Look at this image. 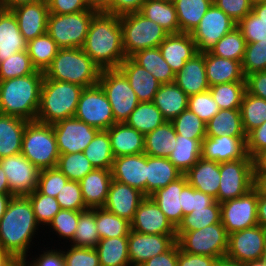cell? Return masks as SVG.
I'll use <instances>...</instances> for the list:
<instances>
[{
  "label": "cell",
  "mask_w": 266,
  "mask_h": 266,
  "mask_svg": "<svg viewBox=\"0 0 266 266\" xmlns=\"http://www.w3.org/2000/svg\"><path fill=\"white\" fill-rule=\"evenodd\" d=\"M38 226L29 198L13 196L0 219V247L14 259L26 260Z\"/></svg>",
  "instance_id": "6da1fadb"
},
{
  "label": "cell",
  "mask_w": 266,
  "mask_h": 266,
  "mask_svg": "<svg viewBox=\"0 0 266 266\" xmlns=\"http://www.w3.org/2000/svg\"><path fill=\"white\" fill-rule=\"evenodd\" d=\"M82 49L101 69L118 68L126 58L120 16L96 13Z\"/></svg>",
  "instance_id": "7a4b0ae2"
},
{
  "label": "cell",
  "mask_w": 266,
  "mask_h": 266,
  "mask_svg": "<svg viewBox=\"0 0 266 266\" xmlns=\"http://www.w3.org/2000/svg\"><path fill=\"white\" fill-rule=\"evenodd\" d=\"M44 72L0 81V113L36 121Z\"/></svg>",
  "instance_id": "3957f363"
},
{
  "label": "cell",
  "mask_w": 266,
  "mask_h": 266,
  "mask_svg": "<svg viewBox=\"0 0 266 266\" xmlns=\"http://www.w3.org/2000/svg\"><path fill=\"white\" fill-rule=\"evenodd\" d=\"M101 70L82 48H59L44 77L87 88L98 84Z\"/></svg>",
  "instance_id": "277c9868"
},
{
  "label": "cell",
  "mask_w": 266,
  "mask_h": 266,
  "mask_svg": "<svg viewBox=\"0 0 266 266\" xmlns=\"http://www.w3.org/2000/svg\"><path fill=\"white\" fill-rule=\"evenodd\" d=\"M84 87L44 77L36 121L54 124L74 117Z\"/></svg>",
  "instance_id": "5b68a950"
},
{
  "label": "cell",
  "mask_w": 266,
  "mask_h": 266,
  "mask_svg": "<svg viewBox=\"0 0 266 266\" xmlns=\"http://www.w3.org/2000/svg\"><path fill=\"white\" fill-rule=\"evenodd\" d=\"M21 154L40 171L56 167L60 153L52 125L29 121L23 134Z\"/></svg>",
  "instance_id": "8992f818"
},
{
  "label": "cell",
  "mask_w": 266,
  "mask_h": 266,
  "mask_svg": "<svg viewBox=\"0 0 266 266\" xmlns=\"http://www.w3.org/2000/svg\"><path fill=\"white\" fill-rule=\"evenodd\" d=\"M123 47L126 57L147 48L159 47L169 33L140 12L120 16Z\"/></svg>",
  "instance_id": "52a82bcc"
},
{
  "label": "cell",
  "mask_w": 266,
  "mask_h": 266,
  "mask_svg": "<svg viewBox=\"0 0 266 266\" xmlns=\"http://www.w3.org/2000/svg\"><path fill=\"white\" fill-rule=\"evenodd\" d=\"M96 13L91 9L74 14L49 13L47 33L59 48H82Z\"/></svg>",
  "instance_id": "ba28073f"
},
{
  "label": "cell",
  "mask_w": 266,
  "mask_h": 266,
  "mask_svg": "<svg viewBox=\"0 0 266 266\" xmlns=\"http://www.w3.org/2000/svg\"><path fill=\"white\" fill-rule=\"evenodd\" d=\"M255 160L243 158L220 163L218 202L222 203L247 194L255 187Z\"/></svg>",
  "instance_id": "9c48e42d"
},
{
  "label": "cell",
  "mask_w": 266,
  "mask_h": 266,
  "mask_svg": "<svg viewBox=\"0 0 266 266\" xmlns=\"http://www.w3.org/2000/svg\"><path fill=\"white\" fill-rule=\"evenodd\" d=\"M176 235L177 243L184 252L214 258L226 256L228 234L221 222L195 231L176 232Z\"/></svg>",
  "instance_id": "30bf717a"
},
{
  "label": "cell",
  "mask_w": 266,
  "mask_h": 266,
  "mask_svg": "<svg viewBox=\"0 0 266 266\" xmlns=\"http://www.w3.org/2000/svg\"><path fill=\"white\" fill-rule=\"evenodd\" d=\"M98 84L111 104L115 122L124 123L139 104L127 78L118 68L102 69Z\"/></svg>",
  "instance_id": "8fae6325"
},
{
  "label": "cell",
  "mask_w": 266,
  "mask_h": 266,
  "mask_svg": "<svg viewBox=\"0 0 266 266\" xmlns=\"http://www.w3.org/2000/svg\"><path fill=\"white\" fill-rule=\"evenodd\" d=\"M74 117L99 130H108L116 123L111 104L99 84L82 90Z\"/></svg>",
  "instance_id": "7c38bea8"
},
{
  "label": "cell",
  "mask_w": 266,
  "mask_h": 266,
  "mask_svg": "<svg viewBox=\"0 0 266 266\" xmlns=\"http://www.w3.org/2000/svg\"><path fill=\"white\" fill-rule=\"evenodd\" d=\"M257 201L258 187L255 185L247 194L220 203L221 223L228 235L258 225Z\"/></svg>",
  "instance_id": "4fadbf2b"
},
{
  "label": "cell",
  "mask_w": 266,
  "mask_h": 266,
  "mask_svg": "<svg viewBox=\"0 0 266 266\" xmlns=\"http://www.w3.org/2000/svg\"><path fill=\"white\" fill-rule=\"evenodd\" d=\"M235 27L237 23L213 3L200 20L199 25L191 32L197 51L209 52L224 35Z\"/></svg>",
  "instance_id": "5bb4252c"
},
{
  "label": "cell",
  "mask_w": 266,
  "mask_h": 266,
  "mask_svg": "<svg viewBox=\"0 0 266 266\" xmlns=\"http://www.w3.org/2000/svg\"><path fill=\"white\" fill-rule=\"evenodd\" d=\"M0 165L13 196H27L37 189L40 170L23 154L1 158Z\"/></svg>",
  "instance_id": "9a60e30c"
},
{
  "label": "cell",
  "mask_w": 266,
  "mask_h": 266,
  "mask_svg": "<svg viewBox=\"0 0 266 266\" xmlns=\"http://www.w3.org/2000/svg\"><path fill=\"white\" fill-rule=\"evenodd\" d=\"M52 127L60 155L84 152L99 131L76 117L58 121Z\"/></svg>",
  "instance_id": "2e32d148"
},
{
  "label": "cell",
  "mask_w": 266,
  "mask_h": 266,
  "mask_svg": "<svg viewBox=\"0 0 266 266\" xmlns=\"http://www.w3.org/2000/svg\"><path fill=\"white\" fill-rule=\"evenodd\" d=\"M264 245V227L255 225L250 228L235 231L228 235L226 257L246 263L262 259Z\"/></svg>",
  "instance_id": "e0dca14e"
},
{
  "label": "cell",
  "mask_w": 266,
  "mask_h": 266,
  "mask_svg": "<svg viewBox=\"0 0 266 266\" xmlns=\"http://www.w3.org/2000/svg\"><path fill=\"white\" fill-rule=\"evenodd\" d=\"M177 241V235L142 234L129 231L128 252L131 266H140L145 261L166 252Z\"/></svg>",
  "instance_id": "ac0fdd59"
},
{
  "label": "cell",
  "mask_w": 266,
  "mask_h": 266,
  "mask_svg": "<svg viewBox=\"0 0 266 266\" xmlns=\"http://www.w3.org/2000/svg\"><path fill=\"white\" fill-rule=\"evenodd\" d=\"M131 230L142 234L176 235V229L150 196L139 204Z\"/></svg>",
  "instance_id": "d6986e66"
},
{
  "label": "cell",
  "mask_w": 266,
  "mask_h": 266,
  "mask_svg": "<svg viewBox=\"0 0 266 266\" xmlns=\"http://www.w3.org/2000/svg\"><path fill=\"white\" fill-rule=\"evenodd\" d=\"M11 11L15 15L19 30L27 43L47 32L49 9L46 0L21 4Z\"/></svg>",
  "instance_id": "ffe728a7"
},
{
  "label": "cell",
  "mask_w": 266,
  "mask_h": 266,
  "mask_svg": "<svg viewBox=\"0 0 266 266\" xmlns=\"http://www.w3.org/2000/svg\"><path fill=\"white\" fill-rule=\"evenodd\" d=\"M112 179L129 185L146 196L147 155L145 153L115 157Z\"/></svg>",
  "instance_id": "44dd1931"
},
{
  "label": "cell",
  "mask_w": 266,
  "mask_h": 266,
  "mask_svg": "<svg viewBox=\"0 0 266 266\" xmlns=\"http://www.w3.org/2000/svg\"><path fill=\"white\" fill-rule=\"evenodd\" d=\"M145 197L139 190L112 180L104 208L131 223Z\"/></svg>",
  "instance_id": "7402d4cb"
},
{
  "label": "cell",
  "mask_w": 266,
  "mask_h": 266,
  "mask_svg": "<svg viewBox=\"0 0 266 266\" xmlns=\"http://www.w3.org/2000/svg\"><path fill=\"white\" fill-rule=\"evenodd\" d=\"M246 137L222 135L202 141L201 157L216 162L238 160L246 155Z\"/></svg>",
  "instance_id": "603a6c76"
},
{
  "label": "cell",
  "mask_w": 266,
  "mask_h": 266,
  "mask_svg": "<svg viewBox=\"0 0 266 266\" xmlns=\"http://www.w3.org/2000/svg\"><path fill=\"white\" fill-rule=\"evenodd\" d=\"M163 58L176 74L196 53L191 33L169 34L159 45Z\"/></svg>",
  "instance_id": "cb8c5ba5"
},
{
  "label": "cell",
  "mask_w": 266,
  "mask_h": 266,
  "mask_svg": "<svg viewBox=\"0 0 266 266\" xmlns=\"http://www.w3.org/2000/svg\"><path fill=\"white\" fill-rule=\"evenodd\" d=\"M118 69L127 78L139 102L153 101L154 95L160 88L161 83L152 73L140 67L130 57H126Z\"/></svg>",
  "instance_id": "d4e9b609"
},
{
  "label": "cell",
  "mask_w": 266,
  "mask_h": 266,
  "mask_svg": "<svg viewBox=\"0 0 266 266\" xmlns=\"http://www.w3.org/2000/svg\"><path fill=\"white\" fill-rule=\"evenodd\" d=\"M174 83L188 96L209 90L205 67V53H196L175 74Z\"/></svg>",
  "instance_id": "484cf974"
},
{
  "label": "cell",
  "mask_w": 266,
  "mask_h": 266,
  "mask_svg": "<svg viewBox=\"0 0 266 266\" xmlns=\"http://www.w3.org/2000/svg\"><path fill=\"white\" fill-rule=\"evenodd\" d=\"M187 183L186 176L182 175L176 181L169 183L164 188L157 189L150 195L175 229L183 220L180 193Z\"/></svg>",
  "instance_id": "4316f807"
},
{
  "label": "cell",
  "mask_w": 266,
  "mask_h": 266,
  "mask_svg": "<svg viewBox=\"0 0 266 266\" xmlns=\"http://www.w3.org/2000/svg\"><path fill=\"white\" fill-rule=\"evenodd\" d=\"M188 183L218 202L220 163L202 157L184 174Z\"/></svg>",
  "instance_id": "83f0119b"
},
{
  "label": "cell",
  "mask_w": 266,
  "mask_h": 266,
  "mask_svg": "<svg viewBox=\"0 0 266 266\" xmlns=\"http://www.w3.org/2000/svg\"><path fill=\"white\" fill-rule=\"evenodd\" d=\"M112 180L111 170L95 168L79 181L88 209L104 207Z\"/></svg>",
  "instance_id": "f1b7e54d"
},
{
  "label": "cell",
  "mask_w": 266,
  "mask_h": 266,
  "mask_svg": "<svg viewBox=\"0 0 266 266\" xmlns=\"http://www.w3.org/2000/svg\"><path fill=\"white\" fill-rule=\"evenodd\" d=\"M27 50L17 19L11 10L0 7V63L12 54Z\"/></svg>",
  "instance_id": "f546056e"
},
{
  "label": "cell",
  "mask_w": 266,
  "mask_h": 266,
  "mask_svg": "<svg viewBox=\"0 0 266 266\" xmlns=\"http://www.w3.org/2000/svg\"><path fill=\"white\" fill-rule=\"evenodd\" d=\"M114 157L144 153V135L124 123H115L108 130Z\"/></svg>",
  "instance_id": "4dcf8cb0"
},
{
  "label": "cell",
  "mask_w": 266,
  "mask_h": 266,
  "mask_svg": "<svg viewBox=\"0 0 266 266\" xmlns=\"http://www.w3.org/2000/svg\"><path fill=\"white\" fill-rule=\"evenodd\" d=\"M205 67L209 86L236 81H245L242 62L222 58L205 52Z\"/></svg>",
  "instance_id": "1f68e13d"
},
{
  "label": "cell",
  "mask_w": 266,
  "mask_h": 266,
  "mask_svg": "<svg viewBox=\"0 0 266 266\" xmlns=\"http://www.w3.org/2000/svg\"><path fill=\"white\" fill-rule=\"evenodd\" d=\"M28 122L20 117L0 113V159L21 153Z\"/></svg>",
  "instance_id": "d6a6232c"
},
{
  "label": "cell",
  "mask_w": 266,
  "mask_h": 266,
  "mask_svg": "<svg viewBox=\"0 0 266 266\" xmlns=\"http://www.w3.org/2000/svg\"><path fill=\"white\" fill-rule=\"evenodd\" d=\"M152 102L166 121H172L188 108V95L174 82L161 84Z\"/></svg>",
  "instance_id": "836d02e7"
},
{
  "label": "cell",
  "mask_w": 266,
  "mask_h": 266,
  "mask_svg": "<svg viewBox=\"0 0 266 266\" xmlns=\"http://www.w3.org/2000/svg\"><path fill=\"white\" fill-rule=\"evenodd\" d=\"M182 175L168 158L147 155L146 196L166 187Z\"/></svg>",
  "instance_id": "e575fe53"
},
{
  "label": "cell",
  "mask_w": 266,
  "mask_h": 266,
  "mask_svg": "<svg viewBox=\"0 0 266 266\" xmlns=\"http://www.w3.org/2000/svg\"><path fill=\"white\" fill-rule=\"evenodd\" d=\"M177 134L171 121H166L144 136V153L168 158L176 146Z\"/></svg>",
  "instance_id": "d590c367"
},
{
  "label": "cell",
  "mask_w": 266,
  "mask_h": 266,
  "mask_svg": "<svg viewBox=\"0 0 266 266\" xmlns=\"http://www.w3.org/2000/svg\"><path fill=\"white\" fill-rule=\"evenodd\" d=\"M229 135L246 137L242 124L240 109H220L219 112L206 123V136L218 137Z\"/></svg>",
  "instance_id": "8d00e7d4"
},
{
  "label": "cell",
  "mask_w": 266,
  "mask_h": 266,
  "mask_svg": "<svg viewBox=\"0 0 266 266\" xmlns=\"http://www.w3.org/2000/svg\"><path fill=\"white\" fill-rule=\"evenodd\" d=\"M130 58L140 67L152 73L161 84L175 81V73L163 58L159 47L138 51Z\"/></svg>",
  "instance_id": "74e56055"
},
{
  "label": "cell",
  "mask_w": 266,
  "mask_h": 266,
  "mask_svg": "<svg viewBox=\"0 0 266 266\" xmlns=\"http://www.w3.org/2000/svg\"><path fill=\"white\" fill-rule=\"evenodd\" d=\"M140 13L160 25L169 34L179 33V23L174 3L164 0H146Z\"/></svg>",
  "instance_id": "f35d334b"
},
{
  "label": "cell",
  "mask_w": 266,
  "mask_h": 266,
  "mask_svg": "<svg viewBox=\"0 0 266 266\" xmlns=\"http://www.w3.org/2000/svg\"><path fill=\"white\" fill-rule=\"evenodd\" d=\"M213 0H177L174 3L179 33H191L200 23Z\"/></svg>",
  "instance_id": "ab89813d"
},
{
  "label": "cell",
  "mask_w": 266,
  "mask_h": 266,
  "mask_svg": "<svg viewBox=\"0 0 266 266\" xmlns=\"http://www.w3.org/2000/svg\"><path fill=\"white\" fill-rule=\"evenodd\" d=\"M100 266H131L128 252V236L100 239L95 247Z\"/></svg>",
  "instance_id": "60d3db41"
},
{
  "label": "cell",
  "mask_w": 266,
  "mask_h": 266,
  "mask_svg": "<svg viewBox=\"0 0 266 266\" xmlns=\"http://www.w3.org/2000/svg\"><path fill=\"white\" fill-rule=\"evenodd\" d=\"M166 120L160 110L153 102H139L136 108L131 112L125 123L141 132L144 136L157 127L162 125Z\"/></svg>",
  "instance_id": "b9f144b4"
},
{
  "label": "cell",
  "mask_w": 266,
  "mask_h": 266,
  "mask_svg": "<svg viewBox=\"0 0 266 266\" xmlns=\"http://www.w3.org/2000/svg\"><path fill=\"white\" fill-rule=\"evenodd\" d=\"M201 148L198 139L177 135L175 149L168 159L184 175L201 158Z\"/></svg>",
  "instance_id": "7bdbcfd3"
},
{
  "label": "cell",
  "mask_w": 266,
  "mask_h": 266,
  "mask_svg": "<svg viewBox=\"0 0 266 266\" xmlns=\"http://www.w3.org/2000/svg\"><path fill=\"white\" fill-rule=\"evenodd\" d=\"M84 154L94 168L111 170L114 155L107 130H99L94 139L85 148Z\"/></svg>",
  "instance_id": "ee69618b"
},
{
  "label": "cell",
  "mask_w": 266,
  "mask_h": 266,
  "mask_svg": "<svg viewBox=\"0 0 266 266\" xmlns=\"http://www.w3.org/2000/svg\"><path fill=\"white\" fill-rule=\"evenodd\" d=\"M59 47L46 32L27 43V51L32 65L38 71L45 72L57 55Z\"/></svg>",
  "instance_id": "f6af8a7d"
},
{
  "label": "cell",
  "mask_w": 266,
  "mask_h": 266,
  "mask_svg": "<svg viewBox=\"0 0 266 266\" xmlns=\"http://www.w3.org/2000/svg\"><path fill=\"white\" fill-rule=\"evenodd\" d=\"M100 241L96 227V208L87 209L79 214V221L70 246L95 248Z\"/></svg>",
  "instance_id": "bcb514c9"
},
{
  "label": "cell",
  "mask_w": 266,
  "mask_h": 266,
  "mask_svg": "<svg viewBox=\"0 0 266 266\" xmlns=\"http://www.w3.org/2000/svg\"><path fill=\"white\" fill-rule=\"evenodd\" d=\"M96 227L100 239L128 236L131 223L104 207L96 208Z\"/></svg>",
  "instance_id": "7dc6e473"
},
{
  "label": "cell",
  "mask_w": 266,
  "mask_h": 266,
  "mask_svg": "<svg viewBox=\"0 0 266 266\" xmlns=\"http://www.w3.org/2000/svg\"><path fill=\"white\" fill-rule=\"evenodd\" d=\"M219 109H240L246 92L245 81L216 84L209 88Z\"/></svg>",
  "instance_id": "c3c4849f"
},
{
  "label": "cell",
  "mask_w": 266,
  "mask_h": 266,
  "mask_svg": "<svg viewBox=\"0 0 266 266\" xmlns=\"http://www.w3.org/2000/svg\"><path fill=\"white\" fill-rule=\"evenodd\" d=\"M221 222V207L216 200L205 208L192 211L183 217L176 232L195 231L203 227Z\"/></svg>",
  "instance_id": "681fc988"
},
{
  "label": "cell",
  "mask_w": 266,
  "mask_h": 266,
  "mask_svg": "<svg viewBox=\"0 0 266 266\" xmlns=\"http://www.w3.org/2000/svg\"><path fill=\"white\" fill-rule=\"evenodd\" d=\"M246 135L266 121V100L245 92L240 106Z\"/></svg>",
  "instance_id": "f907efd6"
},
{
  "label": "cell",
  "mask_w": 266,
  "mask_h": 266,
  "mask_svg": "<svg viewBox=\"0 0 266 266\" xmlns=\"http://www.w3.org/2000/svg\"><path fill=\"white\" fill-rule=\"evenodd\" d=\"M246 41L241 30L235 27L224 35L209 51L211 54L235 61H243Z\"/></svg>",
  "instance_id": "816d5d0a"
},
{
  "label": "cell",
  "mask_w": 266,
  "mask_h": 266,
  "mask_svg": "<svg viewBox=\"0 0 266 266\" xmlns=\"http://www.w3.org/2000/svg\"><path fill=\"white\" fill-rule=\"evenodd\" d=\"M56 167L72 181H80L95 168L84 152L61 154Z\"/></svg>",
  "instance_id": "f5cc1de1"
},
{
  "label": "cell",
  "mask_w": 266,
  "mask_h": 266,
  "mask_svg": "<svg viewBox=\"0 0 266 266\" xmlns=\"http://www.w3.org/2000/svg\"><path fill=\"white\" fill-rule=\"evenodd\" d=\"M171 122L177 135L189 139H198L201 143L206 138V123L189 108L185 109Z\"/></svg>",
  "instance_id": "db71d44e"
},
{
  "label": "cell",
  "mask_w": 266,
  "mask_h": 266,
  "mask_svg": "<svg viewBox=\"0 0 266 266\" xmlns=\"http://www.w3.org/2000/svg\"><path fill=\"white\" fill-rule=\"evenodd\" d=\"M36 71L32 65L27 50L12 54L0 63V81L33 74Z\"/></svg>",
  "instance_id": "11a10c76"
},
{
  "label": "cell",
  "mask_w": 266,
  "mask_h": 266,
  "mask_svg": "<svg viewBox=\"0 0 266 266\" xmlns=\"http://www.w3.org/2000/svg\"><path fill=\"white\" fill-rule=\"evenodd\" d=\"M27 197L40 227L41 225L42 227L48 226L53 217L61 210L55 197L42 194L37 189L32 194L27 195Z\"/></svg>",
  "instance_id": "9f6ffc18"
},
{
  "label": "cell",
  "mask_w": 266,
  "mask_h": 266,
  "mask_svg": "<svg viewBox=\"0 0 266 266\" xmlns=\"http://www.w3.org/2000/svg\"><path fill=\"white\" fill-rule=\"evenodd\" d=\"M242 71L244 76L253 72L266 71V41L246 43Z\"/></svg>",
  "instance_id": "6f0895ef"
},
{
  "label": "cell",
  "mask_w": 266,
  "mask_h": 266,
  "mask_svg": "<svg viewBox=\"0 0 266 266\" xmlns=\"http://www.w3.org/2000/svg\"><path fill=\"white\" fill-rule=\"evenodd\" d=\"M82 211H73V210H66L61 209L51 220L48 225L54 229L52 232H56V234L62 238L63 240L66 239L70 242L72 241L76 228L79 221V214Z\"/></svg>",
  "instance_id": "680465c9"
},
{
  "label": "cell",
  "mask_w": 266,
  "mask_h": 266,
  "mask_svg": "<svg viewBox=\"0 0 266 266\" xmlns=\"http://www.w3.org/2000/svg\"><path fill=\"white\" fill-rule=\"evenodd\" d=\"M188 108L205 123L220 110L209 90L188 96Z\"/></svg>",
  "instance_id": "91938a15"
},
{
  "label": "cell",
  "mask_w": 266,
  "mask_h": 266,
  "mask_svg": "<svg viewBox=\"0 0 266 266\" xmlns=\"http://www.w3.org/2000/svg\"><path fill=\"white\" fill-rule=\"evenodd\" d=\"M55 198L61 209L73 211H85L88 209L84 203L81 186L78 181L68 180Z\"/></svg>",
  "instance_id": "94428289"
},
{
  "label": "cell",
  "mask_w": 266,
  "mask_h": 266,
  "mask_svg": "<svg viewBox=\"0 0 266 266\" xmlns=\"http://www.w3.org/2000/svg\"><path fill=\"white\" fill-rule=\"evenodd\" d=\"M69 179L57 168L40 171L37 190L45 195L56 197Z\"/></svg>",
  "instance_id": "6125c7cd"
},
{
  "label": "cell",
  "mask_w": 266,
  "mask_h": 266,
  "mask_svg": "<svg viewBox=\"0 0 266 266\" xmlns=\"http://www.w3.org/2000/svg\"><path fill=\"white\" fill-rule=\"evenodd\" d=\"M237 27L241 30L246 43L266 41V22L260 20L253 11L237 23Z\"/></svg>",
  "instance_id": "be15d7a7"
},
{
  "label": "cell",
  "mask_w": 266,
  "mask_h": 266,
  "mask_svg": "<svg viewBox=\"0 0 266 266\" xmlns=\"http://www.w3.org/2000/svg\"><path fill=\"white\" fill-rule=\"evenodd\" d=\"M180 195L183 217L196 209L205 208L215 201V198L196 190L189 183L183 187Z\"/></svg>",
  "instance_id": "e7e4bbea"
},
{
  "label": "cell",
  "mask_w": 266,
  "mask_h": 266,
  "mask_svg": "<svg viewBox=\"0 0 266 266\" xmlns=\"http://www.w3.org/2000/svg\"><path fill=\"white\" fill-rule=\"evenodd\" d=\"M64 266H100L96 248L72 246L63 251Z\"/></svg>",
  "instance_id": "03108f58"
},
{
  "label": "cell",
  "mask_w": 266,
  "mask_h": 266,
  "mask_svg": "<svg viewBox=\"0 0 266 266\" xmlns=\"http://www.w3.org/2000/svg\"><path fill=\"white\" fill-rule=\"evenodd\" d=\"M213 3L235 23L252 11L250 0H213Z\"/></svg>",
  "instance_id": "003e7915"
},
{
  "label": "cell",
  "mask_w": 266,
  "mask_h": 266,
  "mask_svg": "<svg viewBox=\"0 0 266 266\" xmlns=\"http://www.w3.org/2000/svg\"><path fill=\"white\" fill-rule=\"evenodd\" d=\"M266 149V121L246 136V153L254 160Z\"/></svg>",
  "instance_id": "a7ac6f4b"
},
{
  "label": "cell",
  "mask_w": 266,
  "mask_h": 266,
  "mask_svg": "<svg viewBox=\"0 0 266 266\" xmlns=\"http://www.w3.org/2000/svg\"><path fill=\"white\" fill-rule=\"evenodd\" d=\"M51 14H74L88 10L86 0H46Z\"/></svg>",
  "instance_id": "89a4df30"
},
{
  "label": "cell",
  "mask_w": 266,
  "mask_h": 266,
  "mask_svg": "<svg viewBox=\"0 0 266 266\" xmlns=\"http://www.w3.org/2000/svg\"><path fill=\"white\" fill-rule=\"evenodd\" d=\"M246 92L266 100V71L245 76Z\"/></svg>",
  "instance_id": "2644e50d"
},
{
  "label": "cell",
  "mask_w": 266,
  "mask_h": 266,
  "mask_svg": "<svg viewBox=\"0 0 266 266\" xmlns=\"http://www.w3.org/2000/svg\"><path fill=\"white\" fill-rule=\"evenodd\" d=\"M59 250V251H58ZM43 252L39 257L32 258L33 261L24 260L29 266H64V256L61 249H49Z\"/></svg>",
  "instance_id": "8c879c8a"
},
{
  "label": "cell",
  "mask_w": 266,
  "mask_h": 266,
  "mask_svg": "<svg viewBox=\"0 0 266 266\" xmlns=\"http://www.w3.org/2000/svg\"><path fill=\"white\" fill-rule=\"evenodd\" d=\"M178 243L177 241L164 253L152 257L140 266H177Z\"/></svg>",
  "instance_id": "753ad0ef"
},
{
  "label": "cell",
  "mask_w": 266,
  "mask_h": 266,
  "mask_svg": "<svg viewBox=\"0 0 266 266\" xmlns=\"http://www.w3.org/2000/svg\"><path fill=\"white\" fill-rule=\"evenodd\" d=\"M218 258L184 252L178 245L177 266H213Z\"/></svg>",
  "instance_id": "34e18365"
},
{
  "label": "cell",
  "mask_w": 266,
  "mask_h": 266,
  "mask_svg": "<svg viewBox=\"0 0 266 266\" xmlns=\"http://www.w3.org/2000/svg\"><path fill=\"white\" fill-rule=\"evenodd\" d=\"M146 0H113L112 14L122 16L129 13L140 12Z\"/></svg>",
  "instance_id": "11e5206c"
},
{
  "label": "cell",
  "mask_w": 266,
  "mask_h": 266,
  "mask_svg": "<svg viewBox=\"0 0 266 266\" xmlns=\"http://www.w3.org/2000/svg\"><path fill=\"white\" fill-rule=\"evenodd\" d=\"M257 220L258 225L266 227V194L258 188L257 201Z\"/></svg>",
  "instance_id": "2a66077c"
},
{
  "label": "cell",
  "mask_w": 266,
  "mask_h": 266,
  "mask_svg": "<svg viewBox=\"0 0 266 266\" xmlns=\"http://www.w3.org/2000/svg\"><path fill=\"white\" fill-rule=\"evenodd\" d=\"M89 9L96 11L97 13H109L112 14L113 0H86Z\"/></svg>",
  "instance_id": "b9fcfbb0"
},
{
  "label": "cell",
  "mask_w": 266,
  "mask_h": 266,
  "mask_svg": "<svg viewBox=\"0 0 266 266\" xmlns=\"http://www.w3.org/2000/svg\"><path fill=\"white\" fill-rule=\"evenodd\" d=\"M40 0H0V7L6 10H11L21 4L35 3Z\"/></svg>",
  "instance_id": "09005b40"
},
{
  "label": "cell",
  "mask_w": 266,
  "mask_h": 266,
  "mask_svg": "<svg viewBox=\"0 0 266 266\" xmlns=\"http://www.w3.org/2000/svg\"><path fill=\"white\" fill-rule=\"evenodd\" d=\"M255 185L266 194V169H255Z\"/></svg>",
  "instance_id": "979ff035"
},
{
  "label": "cell",
  "mask_w": 266,
  "mask_h": 266,
  "mask_svg": "<svg viewBox=\"0 0 266 266\" xmlns=\"http://www.w3.org/2000/svg\"><path fill=\"white\" fill-rule=\"evenodd\" d=\"M15 261L16 259L0 247V266H12Z\"/></svg>",
  "instance_id": "deb4b68c"
},
{
  "label": "cell",
  "mask_w": 266,
  "mask_h": 266,
  "mask_svg": "<svg viewBox=\"0 0 266 266\" xmlns=\"http://www.w3.org/2000/svg\"><path fill=\"white\" fill-rule=\"evenodd\" d=\"M0 194H11L5 172L0 165Z\"/></svg>",
  "instance_id": "67dfc351"
},
{
  "label": "cell",
  "mask_w": 266,
  "mask_h": 266,
  "mask_svg": "<svg viewBox=\"0 0 266 266\" xmlns=\"http://www.w3.org/2000/svg\"><path fill=\"white\" fill-rule=\"evenodd\" d=\"M213 266H244L243 263L232 260L228 257L218 258Z\"/></svg>",
  "instance_id": "b62a3aed"
},
{
  "label": "cell",
  "mask_w": 266,
  "mask_h": 266,
  "mask_svg": "<svg viewBox=\"0 0 266 266\" xmlns=\"http://www.w3.org/2000/svg\"><path fill=\"white\" fill-rule=\"evenodd\" d=\"M252 11L260 17V20L266 22V3H260L252 6Z\"/></svg>",
  "instance_id": "603ad722"
},
{
  "label": "cell",
  "mask_w": 266,
  "mask_h": 266,
  "mask_svg": "<svg viewBox=\"0 0 266 266\" xmlns=\"http://www.w3.org/2000/svg\"><path fill=\"white\" fill-rule=\"evenodd\" d=\"M12 197V194H0V219L5 214L8 203Z\"/></svg>",
  "instance_id": "5803f987"
}]
</instances>
